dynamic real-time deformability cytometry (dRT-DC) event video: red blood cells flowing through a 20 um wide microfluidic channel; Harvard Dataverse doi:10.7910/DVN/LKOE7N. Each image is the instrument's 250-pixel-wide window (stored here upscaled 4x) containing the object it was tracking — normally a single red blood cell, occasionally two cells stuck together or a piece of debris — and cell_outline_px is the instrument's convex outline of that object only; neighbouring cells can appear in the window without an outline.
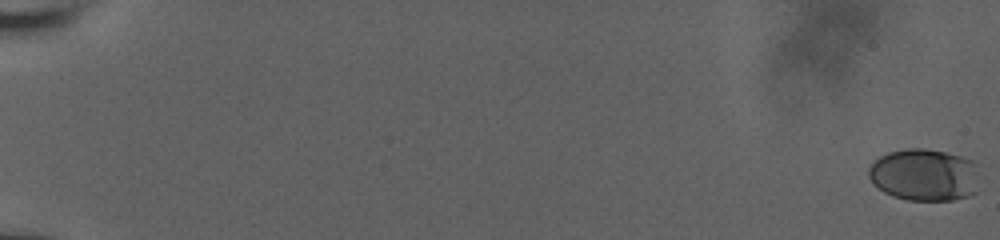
{"species": "human", "species_latin": "Homo sapiens", "temperature_condition": "room temperature", "stored_images_in_passage": 59, "camera_frame_rate_fps": 3000, "um_per_image_px": 0.085, "donor": {"sex": "male"}, "frame": {"image": 1, "passage_image": 1, "time_ms": 0.0, "image_size_px": [1000, 240], "cell_outline_px": [[976, 192], [968, 196], [952, 200], [908, 200], [892, 196], [884, 192], [872, 184], [868, 176], [868, 168], [880, 156], [888, 152], [908, 148], [924, 148], [944, 152], [960, 156], [972, 160], [976, 164]], "centroid_in_image_um": [78.53, 14.86], "position_along_channel_um": 6.5, "area_um2": 33.7}}
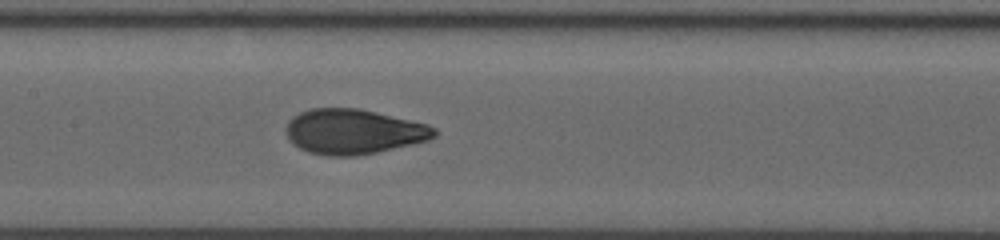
{"frame": {"image": 2, "passage_image": 33, "time_ms": 10.667, "image_size_px": [1000, 240], "cell_outline_px": [[440, 132], [436, 136], [428, 140], [412, 144], [376, 152], [356, 156], [324, 156], [308, 152], [292, 144], [288, 140], [284, 128], [288, 120], [292, 116], [308, 108], [360, 108], [428, 124], [436, 128]], "centroid_in_image_um": [30.02, 11.18], "position_along_channel_um": 177.4, "area_um2": 39.42}}
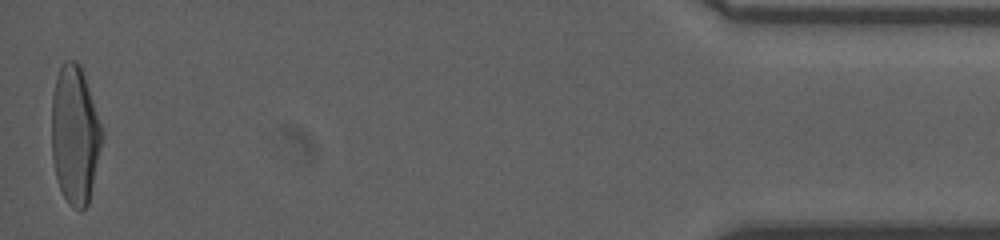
{"frame": {"image": 3, "passage_image": 59, "time_ms": 19.333, "image_size_px": [1000, 240], "cell_outline_px": [[104, 136], [88, 204], [80, 212], [72, 208], [68, 204], [60, 188], [56, 176], [52, 156], [52, 96], [56, 76], [64, 60], [72, 60], [80, 64], [104, 132]], "centroid_in_image_um": [6.37, 11.48], "position_along_channel_um": 428.8, "area_um2": 40.69}, "authors_computed_cell_mechanics": {"area_um2": 38.2636, "velocity_mm_per_s": 3.8322, "shape_relaxation_time_tau1_ms": 4.6405, "shape_relaxation_time_tau2_ms": null, "deformation_change_tau1": 0.2043, "deformation_change_tau2": null}}